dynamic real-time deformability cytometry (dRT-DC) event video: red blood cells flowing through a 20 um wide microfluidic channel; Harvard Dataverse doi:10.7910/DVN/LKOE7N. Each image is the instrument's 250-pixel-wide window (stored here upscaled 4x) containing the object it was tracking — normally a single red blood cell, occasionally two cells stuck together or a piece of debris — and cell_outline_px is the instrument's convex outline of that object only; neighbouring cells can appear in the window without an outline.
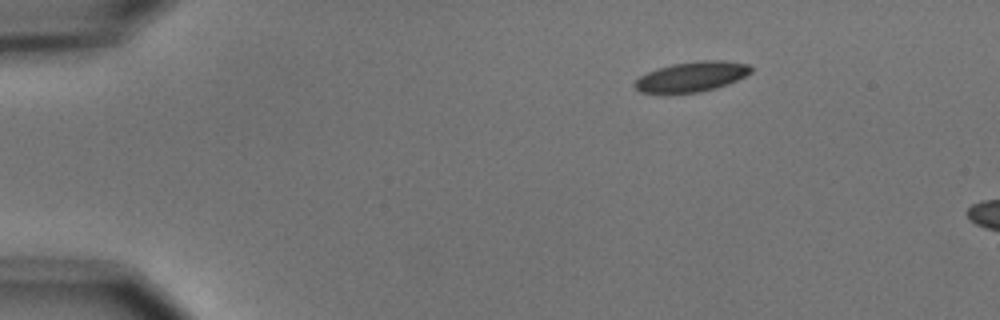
{"species": "common noctule bat (a hibernating species)", "species_latin": "Nyctalus noctula", "temperature_condition": "cold", "stored_images_in_passage": 3, "camera_frame_rate_fps": 3000, "um_per_image_px": 0.085, "animal": {"sex": "male", "body_mass_g": 15.6}, "frame": {"image": 1, "passage_image": 1, "time_ms": 0.0, "image_size_px": [1000, 320], "cell_outline_px": [[752, 72], [728, 84], [716, 88], [700, 92], [664, 96], [640, 92], [632, 84], [640, 76], [656, 68], [672, 64], [700, 60], [720, 60], [748, 64], [752, 68]], "centroid_in_image_um": [58.72, 6.56], "position_along_channel_um": 26.3, "area_um2": 20.98}}